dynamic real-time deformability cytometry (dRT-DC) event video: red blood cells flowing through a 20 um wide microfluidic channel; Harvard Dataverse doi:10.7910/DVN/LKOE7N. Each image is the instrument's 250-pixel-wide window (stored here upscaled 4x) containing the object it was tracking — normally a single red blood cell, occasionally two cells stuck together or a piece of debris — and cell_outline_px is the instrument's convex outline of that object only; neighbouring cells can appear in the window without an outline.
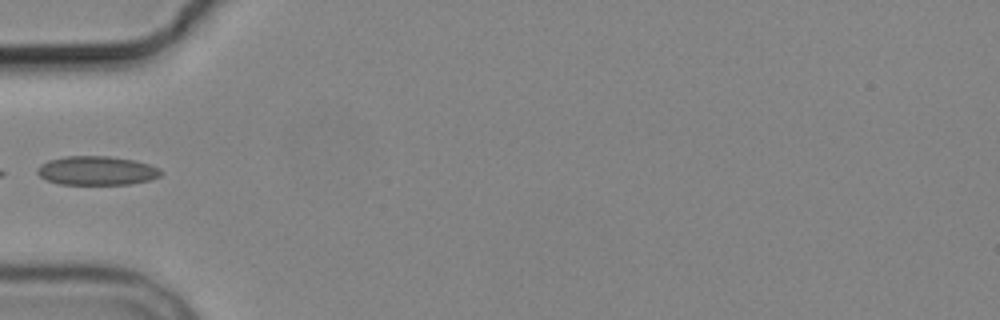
{"species": "common noctule bat (a hibernating species)", "species_latin": "Nyctalus noctula", "temperature_condition": "cold", "stored_images_in_passage": 6, "camera_frame_rate_fps": 3000, "um_per_image_px": 0.085, "animal": {"sex": "male", "body_mass_g": 19.2, "forearm_length_mm": 51.8}, "frame": {"image": 1, "passage_image": 6, "time_ms": 6.0, "image_size_px": [1000, 320], "cell_outline_px": [[164, 172], [160, 176], [148, 180], [128, 184], [60, 184], [48, 180], [40, 176], [36, 172], [36, 168], [40, 164], [48, 160], [64, 156], [108, 156], [132, 160], [148, 164], [160, 168]], "centroid_in_image_um": [8.2, 14.5], "position_along_channel_um": 76.8, "area_um2": 20.81}}